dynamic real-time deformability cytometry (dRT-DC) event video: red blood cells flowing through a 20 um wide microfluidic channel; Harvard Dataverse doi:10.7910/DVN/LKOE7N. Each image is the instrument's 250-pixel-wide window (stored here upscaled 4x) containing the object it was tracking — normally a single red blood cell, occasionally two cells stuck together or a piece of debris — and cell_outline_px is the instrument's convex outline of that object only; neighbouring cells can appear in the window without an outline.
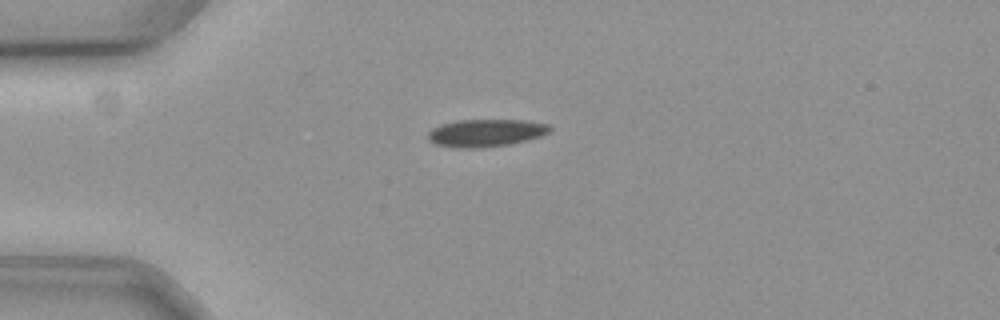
{"species": "common noctule bat (a hibernating species)", "species_latin": "Nyctalus noctula", "temperature_condition": "cold", "stored_images_in_passage": 11, "camera_frame_rate_fps": 3000, "um_per_image_px": 0.085, "animal": {"sex": "female", "body_mass_g": 19.3, "forearm_length_mm": 54.1}, "frame": {"image": 1, "passage_image": 1, "time_ms": 0.0, "image_size_px": [1000, 320], "cell_outline_px": [[552, 128], [548, 132], [540, 136], [528, 140], [508, 144], [480, 148], [456, 148], [436, 144], [428, 140], [428, 132], [432, 128], [440, 124], [460, 120], [524, 120], [548, 124]], "centroid_in_image_um": [41.27, 11.3], "position_along_channel_um": 43.7, "area_um2": 19.54}}